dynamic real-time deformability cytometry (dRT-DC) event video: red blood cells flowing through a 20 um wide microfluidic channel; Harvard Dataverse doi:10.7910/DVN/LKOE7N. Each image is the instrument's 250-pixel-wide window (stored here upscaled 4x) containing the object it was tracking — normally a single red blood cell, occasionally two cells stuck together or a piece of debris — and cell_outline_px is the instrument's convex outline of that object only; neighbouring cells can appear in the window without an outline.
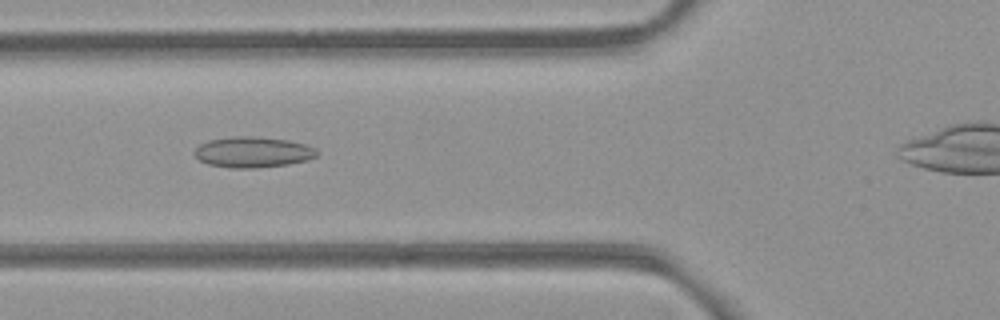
{"species": "common noctule bat (a hibernating species)", "species_latin": "Nyctalus noctula", "temperature_condition": "room temperature", "stored_images_in_passage": 31, "camera_frame_rate_fps": 3000, "um_per_image_px": 0.085, "animal": {"sex": "female", "body_mass_g": 21.9}, "frame": {"image": 1, "passage_image": 5, "time_ms": 1.333, "image_size_px": [1000, 320], "cell_outline_px": [[320, 152], [316, 156], [308, 160], [288, 164], [252, 168], [232, 168], [208, 164], [200, 160], [192, 152], [200, 144], [208, 140], [232, 136], [252, 136], [288, 140], [304, 144], [316, 148]], "centroid_in_image_um": [21.49, 12.92], "position_along_channel_um": 104.3, "area_um2": 21.96}}
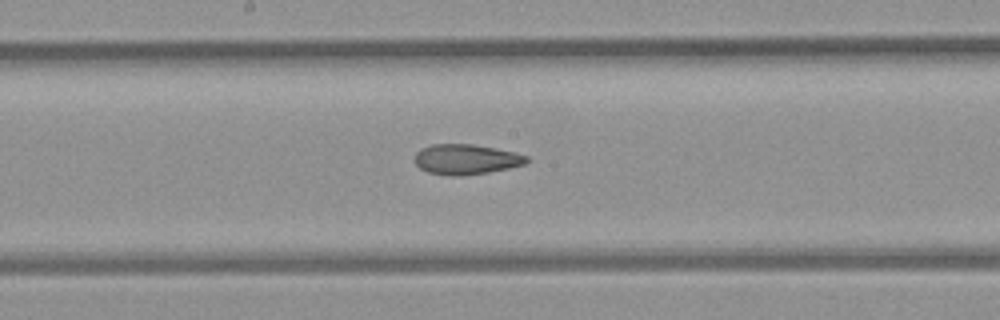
{"frame": {"image": 2, "passage_image": 13, "time_ms": 4.0, "image_size_px": [1000, 320], "cell_outline_px": [[528, 160], [524, 164], [508, 168], [488, 172], [464, 176], [448, 176], [428, 172], [420, 168], [416, 164], [416, 152], [420, 148], [432, 144], [472, 144], [512, 152], [528, 156]], "centroid_in_image_um": [39.57, 13.55], "position_along_channel_um": 208.6, "area_um2": 19.54}}
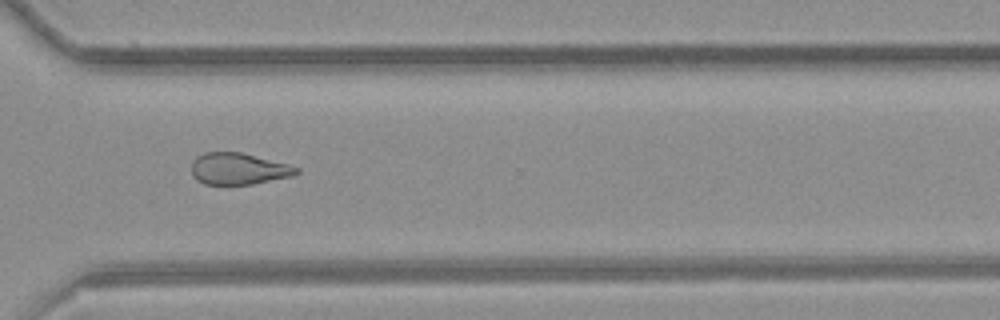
{"frame": {"image": 3, "passage_image": 24, "time_ms": 7.667, "image_size_px": [1000, 320], "cell_outline_px": [[300, 172], [292, 176], [252, 184], [204, 184], [196, 180], [192, 176], [192, 160], [196, 156], [204, 152], [240, 152], [288, 164], [300, 168]], "centroid_in_image_um": [20.25, 14.34], "position_along_channel_um": 350.4, "area_um2": 19.36}}